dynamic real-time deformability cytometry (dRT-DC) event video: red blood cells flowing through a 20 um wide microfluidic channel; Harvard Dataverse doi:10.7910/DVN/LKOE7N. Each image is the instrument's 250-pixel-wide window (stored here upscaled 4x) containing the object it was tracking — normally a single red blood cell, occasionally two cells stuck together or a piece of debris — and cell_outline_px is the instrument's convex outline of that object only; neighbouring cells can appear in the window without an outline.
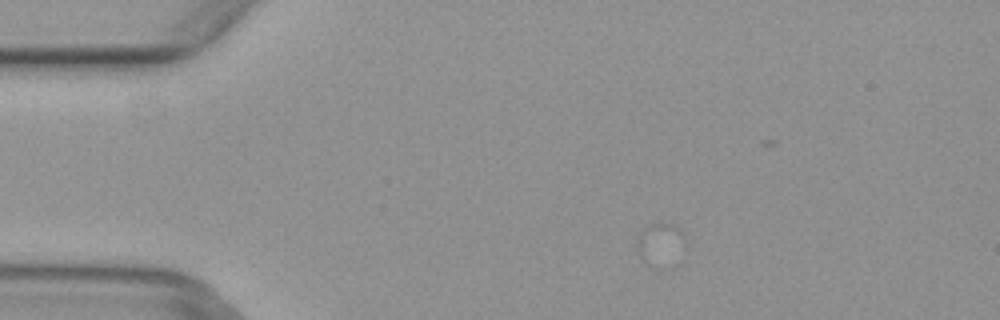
{"species": "common noctule bat (a hibernating species)", "species_latin": "Nyctalus noctula", "temperature_condition": "warm", "stored_images_in_passage": 1, "camera_frame_rate_fps": 3000, "um_per_image_px": 0.085, "animal": {"sex": "female", "body_mass_g": 29.2, "forearm_length_mm": 56.3}, "frame": {"image": 1, "passage_image": 1, "time_ms": 0.0, "image_size_px": [1000, 320], "cell_outline_px": [[684, 244], [680, 264], [676, 268], [660, 272], [644, 264], [640, 260], [636, 244], [640, 232], [644, 228], [652, 224], [672, 224], [684, 236]], "centroid_in_image_um": [56.16, 20.98], "position_along_channel_um": 28.8, "area_um2": 13.18}}